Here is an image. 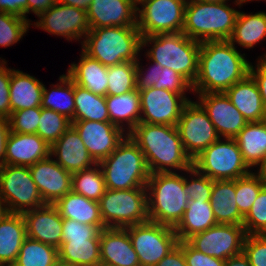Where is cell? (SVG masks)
<instances>
[{
  "mask_svg": "<svg viewBox=\"0 0 266 266\" xmlns=\"http://www.w3.org/2000/svg\"><path fill=\"white\" fill-rule=\"evenodd\" d=\"M55 266H75V265H72V264H67V263H63L61 261H58Z\"/></svg>",
  "mask_w": 266,
  "mask_h": 266,
  "instance_id": "obj_62",
  "label": "cell"
},
{
  "mask_svg": "<svg viewBox=\"0 0 266 266\" xmlns=\"http://www.w3.org/2000/svg\"><path fill=\"white\" fill-rule=\"evenodd\" d=\"M5 59L0 60V118L10 116V80L13 69L6 67Z\"/></svg>",
  "mask_w": 266,
  "mask_h": 266,
  "instance_id": "obj_51",
  "label": "cell"
},
{
  "mask_svg": "<svg viewBox=\"0 0 266 266\" xmlns=\"http://www.w3.org/2000/svg\"><path fill=\"white\" fill-rule=\"evenodd\" d=\"M69 239H100V230L94 225L63 219L62 242Z\"/></svg>",
  "mask_w": 266,
  "mask_h": 266,
  "instance_id": "obj_49",
  "label": "cell"
},
{
  "mask_svg": "<svg viewBox=\"0 0 266 266\" xmlns=\"http://www.w3.org/2000/svg\"><path fill=\"white\" fill-rule=\"evenodd\" d=\"M151 45L146 57L181 75L191 86L198 75L201 42L195 41L183 32L154 34L142 37V49Z\"/></svg>",
  "mask_w": 266,
  "mask_h": 266,
  "instance_id": "obj_4",
  "label": "cell"
},
{
  "mask_svg": "<svg viewBox=\"0 0 266 266\" xmlns=\"http://www.w3.org/2000/svg\"><path fill=\"white\" fill-rule=\"evenodd\" d=\"M141 36L182 32L187 0H137Z\"/></svg>",
  "mask_w": 266,
  "mask_h": 266,
  "instance_id": "obj_11",
  "label": "cell"
},
{
  "mask_svg": "<svg viewBox=\"0 0 266 266\" xmlns=\"http://www.w3.org/2000/svg\"><path fill=\"white\" fill-rule=\"evenodd\" d=\"M242 252L251 266H266V234L246 235Z\"/></svg>",
  "mask_w": 266,
  "mask_h": 266,
  "instance_id": "obj_48",
  "label": "cell"
},
{
  "mask_svg": "<svg viewBox=\"0 0 266 266\" xmlns=\"http://www.w3.org/2000/svg\"><path fill=\"white\" fill-rule=\"evenodd\" d=\"M243 227L246 235L266 234V185L244 217Z\"/></svg>",
  "mask_w": 266,
  "mask_h": 266,
  "instance_id": "obj_45",
  "label": "cell"
},
{
  "mask_svg": "<svg viewBox=\"0 0 266 266\" xmlns=\"http://www.w3.org/2000/svg\"><path fill=\"white\" fill-rule=\"evenodd\" d=\"M197 102L206 111L220 138H235L248 123L224 92L201 93Z\"/></svg>",
  "mask_w": 266,
  "mask_h": 266,
  "instance_id": "obj_18",
  "label": "cell"
},
{
  "mask_svg": "<svg viewBox=\"0 0 266 266\" xmlns=\"http://www.w3.org/2000/svg\"><path fill=\"white\" fill-rule=\"evenodd\" d=\"M41 116V107L14 111L7 118L10 132L36 134Z\"/></svg>",
  "mask_w": 266,
  "mask_h": 266,
  "instance_id": "obj_46",
  "label": "cell"
},
{
  "mask_svg": "<svg viewBox=\"0 0 266 266\" xmlns=\"http://www.w3.org/2000/svg\"><path fill=\"white\" fill-rule=\"evenodd\" d=\"M266 185L260 173L251 171L249 174L235 179L236 203L240 214L245 217Z\"/></svg>",
  "mask_w": 266,
  "mask_h": 266,
  "instance_id": "obj_41",
  "label": "cell"
},
{
  "mask_svg": "<svg viewBox=\"0 0 266 266\" xmlns=\"http://www.w3.org/2000/svg\"><path fill=\"white\" fill-rule=\"evenodd\" d=\"M10 214L7 203L0 194V221Z\"/></svg>",
  "mask_w": 266,
  "mask_h": 266,
  "instance_id": "obj_59",
  "label": "cell"
},
{
  "mask_svg": "<svg viewBox=\"0 0 266 266\" xmlns=\"http://www.w3.org/2000/svg\"><path fill=\"white\" fill-rule=\"evenodd\" d=\"M187 155L193 160L220 137L206 111L197 101H189L176 125Z\"/></svg>",
  "mask_w": 266,
  "mask_h": 266,
  "instance_id": "obj_13",
  "label": "cell"
},
{
  "mask_svg": "<svg viewBox=\"0 0 266 266\" xmlns=\"http://www.w3.org/2000/svg\"><path fill=\"white\" fill-rule=\"evenodd\" d=\"M57 2L87 11L92 0H57Z\"/></svg>",
  "mask_w": 266,
  "mask_h": 266,
  "instance_id": "obj_58",
  "label": "cell"
},
{
  "mask_svg": "<svg viewBox=\"0 0 266 266\" xmlns=\"http://www.w3.org/2000/svg\"><path fill=\"white\" fill-rule=\"evenodd\" d=\"M72 125L97 164L107 158L128 135L111 122L73 121Z\"/></svg>",
  "mask_w": 266,
  "mask_h": 266,
  "instance_id": "obj_17",
  "label": "cell"
},
{
  "mask_svg": "<svg viewBox=\"0 0 266 266\" xmlns=\"http://www.w3.org/2000/svg\"><path fill=\"white\" fill-rule=\"evenodd\" d=\"M51 156V146L38 134L10 132L4 165L31 166Z\"/></svg>",
  "mask_w": 266,
  "mask_h": 266,
  "instance_id": "obj_22",
  "label": "cell"
},
{
  "mask_svg": "<svg viewBox=\"0 0 266 266\" xmlns=\"http://www.w3.org/2000/svg\"><path fill=\"white\" fill-rule=\"evenodd\" d=\"M153 65L143 71L144 67L136 61V90L138 92L155 87L157 89H166L178 94H186L192 90V86L174 70L162 67L154 61Z\"/></svg>",
  "mask_w": 266,
  "mask_h": 266,
  "instance_id": "obj_26",
  "label": "cell"
},
{
  "mask_svg": "<svg viewBox=\"0 0 266 266\" xmlns=\"http://www.w3.org/2000/svg\"><path fill=\"white\" fill-rule=\"evenodd\" d=\"M26 237V224L21 213H10L0 221V264L16 262Z\"/></svg>",
  "mask_w": 266,
  "mask_h": 266,
  "instance_id": "obj_34",
  "label": "cell"
},
{
  "mask_svg": "<svg viewBox=\"0 0 266 266\" xmlns=\"http://www.w3.org/2000/svg\"><path fill=\"white\" fill-rule=\"evenodd\" d=\"M245 236L243 225L217 223L187 242L203 254L226 260L242 253Z\"/></svg>",
  "mask_w": 266,
  "mask_h": 266,
  "instance_id": "obj_14",
  "label": "cell"
},
{
  "mask_svg": "<svg viewBox=\"0 0 266 266\" xmlns=\"http://www.w3.org/2000/svg\"><path fill=\"white\" fill-rule=\"evenodd\" d=\"M59 261L58 249L26 237L20 248L15 266H55Z\"/></svg>",
  "mask_w": 266,
  "mask_h": 266,
  "instance_id": "obj_39",
  "label": "cell"
},
{
  "mask_svg": "<svg viewBox=\"0 0 266 266\" xmlns=\"http://www.w3.org/2000/svg\"><path fill=\"white\" fill-rule=\"evenodd\" d=\"M226 3L187 0L182 32L198 42L228 40L239 11Z\"/></svg>",
  "mask_w": 266,
  "mask_h": 266,
  "instance_id": "obj_6",
  "label": "cell"
},
{
  "mask_svg": "<svg viewBox=\"0 0 266 266\" xmlns=\"http://www.w3.org/2000/svg\"><path fill=\"white\" fill-rule=\"evenodd\" d=\"M205 3H217V2H227L229 0H198Z\"/></svg>",
  "mask_w": 266,
  "mask_h": 266,
  "instance_id": "obj_61",
  "label": "cell"
},
{
  "mask_svg": "<svg viewBox=\"0 0 266 266\" xmlns=\"http://www.w3.org/2000/svg\"><path fill=\"white\" fill-rule=\"evenodd\" d=\"M31 21L12 14L0 12V46L17 43L29 30Z\"/></svg>",
  "mask_w": 266,
  "mask_h": 266,
  "instance_id": "obj_44",
  "label": "cell"
},
{
  "mask_svg": "<svg viewBox=\"0 0 266 266\" xmlns=\"http://www.w3.org/2000/svg\"><path fill=\"white\" fill-rule=\"evenodd\" d=\"M156 266H187L183 250L177 245Z\"/></svg>",
  "mask_w": 266,
  "mask_h": 266,
  "instance_id": "obj_54",
  "label": "cell"
},
{
  "mask_svg": "<svg viewBox=\"0 0 266 266\" xmlns=\"http://www.w3.org/2000/svg\"><path fill=\"white\" fill-rule=\"evenodd\" d=\"M107 95H122L136 89V62L108 66Z\"/></svg>",
  "mask_w": 266,
  "mask_h": 266,
  "instance_id": "obj_42",
  "label": "cell"
},
{
  "mask_svg": "<svg viewBox=\"0 0 266 266\" xmlns=\"http://www.w3.org/2000/svg\"><path fill=\"white\" fill-rule=\"evenodd\" d=\"M217 223L243 225L236 203L235 180H214L210 199Z\"/></svg>",
  "mask_w": 266,
  "mask_h": 266,
  "instance_id": "obj_30",
  "label": "cell"
},
{
  "mask_svg": "<svg viewBox=\"0 0 266 266\" xmlns=\"http://www.w3.org/2000/svg\"><path fill=\"white\" fill-rule=\"evenodd\" d=\"M66 73L76 85L100 96L107 95L108 67L83 51L79 62L71 64Z\"/></svg>",
  "mask_w": 266,
  "mask_h": 266,
  "instance_id": "obj_27",
  "label": "cell"
},
{
  "mask_svg": "<svg viewBox=\"0 0 266 266\" xmlns=\"http://www.w3.org/2000/svg\"><path fill=\"white\" fill-rule=\"evenodd\" d=\"M38 19L31 25L50 34L63 36L68 41L72 39L80 41L79 39L84 38L91 30L86 11L58 2L41 13Z\"/></svg>",
  "mask_w": 266,
  "mask_h": 266,
  "instance_id": "obj_16",
  "label": "cell"
},
{
  "mask_svg": "<svg viewBox=\"0 0 266 266\" xmlns=\"http://www.w3.org/2000/svg\"><path fill=\"white\" fill-rule=\"evenodd\" d=\"M3 167H4V162H0V187H1V176H2Z\"/></svg>",
  "mask_w": 266,
  "mask_h": 266,
  "instance_id": "obj_63",
  "label": "cell"
},
{
  "mask_svg": "<svg viewBox=\"0 0 266 266\" xmlns=\"http://www.w3.org/2000/svg\"><path fill=\"white\" fill-rule=\"evenodd\" d=\"M0 12L27 19L28 0H0Z\"/></svg>",
  "mask_w": 266,
  "mask_h": 266,
  "instance_id": "obj_53",
  "label": "cell"
},
{
  "mask_svg": "<svg viewBox=\"0 0 266 266\" xmlns=\"http://www.w3.org/2000/svg\"><path fill=\"white\" fill-rule=\"evenodd\" d=\"M71 125V120L63 114L41 107V116L36 134L52 146Z\"/></svg>",
  "mask_w": 266,
  "mask_h": 266,
  "instance_id": "obj_43",
  "label": "cell"
},
{
  "mask_svg": "<svg viewBox=\"0 0 266 266\" xmlns=\"http://www.w3.org/2000/svg\"><path fill=\"white\" fill-rule=\"evenodd\" d=\"M249 1H253V0H240V2L243 4V3H246V2H249ZM258 1V0H256ZM261 1V0H260Z\"/></svg>",
  "mask_w": 266,
  "mask_h": 266,
  "instance_id": "obj_65",
  "label": "cell"
},
{
  "mask_svg": "<svg viewBox=\"0 0 266 266\" xmlns=\"http://www.w3.org/2000/svg\"><path fill=\"white\" fill-rule=\"evenodd\" d=\"M258 172L260 173V175L262 176L263 180L265 181L266 183V161L264 162V164L259 168L257 169Z\"/></svg>",
  "mask_w": 266,
  "mask_h": 266,
  "instance_id": "obj_60",
  "label": "cell"
},
{
  "mask_svg": "<svg viewBox=\"0 0 266 266\" xmlns=\"http://www.w3.org/2000/svg\"><path fill=\"white\" fill-rule=\"evenodd\" d=\"M0 194L10 213H24L45 205L34 183L29 166L4 165Z\"/></svg>",
  "mask_w": 266,
  "mask_h": 266,
  "instance_id": "obj_12",
  "label": "cell"
},
{
  "mask_svg": "<svg viewBox=\"0 0 266 266\" xmlns=\"http://www.w3.org/2000/svg\"><path fill=\"white\" fill-rule=\"evenodd\" d=\"M266 38V13L255 14L238 13L232 35L228 39L235 46V42L247 49Z\"/></svg>",
  "mask_w": 266,
  "mask_h": 266,
  "instance_id": "obj_36",
  "label": "cell"
},
{
  "mask_svg": "<svg viewBox=\"0 0 266 266\" xmlns=\"http://www.w3.org/2000/svg\"><path fill=\"white\" fill-rule=\"evenodd\" d=\"M29 170L45 204H54L71 191L72 173L51 156L29 166Z\"/></svg>",
  "mask_w": 266,
  "mask_h": 266,
  "instance_id": "obj_19",
  "label": "cell"
},
{
  "mask_svg": "<svg viewBox=\"0 0 266 266\" xmlns=\"http://www.w3.org/2000/svg\"><path fill=\"white\" fill-rule=\"evenodd\" d=\"M225 266H251L244 253L232 256L225 260Z\"/></svg>",
  "mask_w": 266,
  "mask_h": 266,
  "instance_id": "obj_57",
  "label": "cell"
},
{
  "mask_svg": "<svg viewBox=\"0 0 266 266\" xmlns=\"http://www.w3.org/2000/svg\"><path fill=\"white\" fill-rule=\"evenodd\" d=\"M228 40L201 42L195 94L223 93L250 74L251 63Z\"/></svg>",
  "mask_w": 266,
  "mask_h": 266,
  "instance_id": "obj_1",
  "label": "cell"
},
{
  "mask_svg": "<svg viewBox=\"0 0 266 266\" xmlns=\"http://www.w3.org/2000/svg\"><path fill=\"white\" fill-rule=\"evenodd\" d=\"M101 266H140L128 231L105 228L100 231Z\"/></svg>",
  "mask_w": 266,
  "mask_h": 266,
  "instance_id": "obj_23",
  "label": "cell"
},
{
  "mask_svg": "<svg viewBox=\"0 0 266 266\" xmlns=\"http://www.w3.org/2000/svg\"><path fill=\"white\" fill-rule=\"evenodd\" d=\"M98 202L106 228H125L149 221L146 187L106 189Z\"/></svg>",
  "mask_w": 266,
  "mask_h": 266,
  "instance_id": "obj_8",
  "label": "cell"
},
{
  "mask_svg": "<svg viewBox=\"0 0 266 266\" xmlns=\"http://www.w3.org/2000/svg\"><path fill=\"white\" fill-rule=\"evenodd\" d=\"M216 224L210 201L190 200L182 219L174 227V231L179 241H187L190 237Z\"/></svg>",
  "mask_w": 266,
  "mask_h": 266,
  "instance_id": "obj_32",
  "label": "cell"
},
{
  "mask_svg": "<svg viewBox=\"0 0 266 266\" xmlns=\"http://www.w3.org/2000/svg\"><path fill=\"white\" fill-rule=\"evenodd\" d=\"M71 190L88 199L99 201L106 190L104 175L99 164L72 173Z\"/></svg>",
  "mask_w": 266,
  "mask_h": 266,
  "instance_id": "obj_40",
  "label": "cell"
},
{
  "mask_svg": "<svg viewBox=\"0 0 266 266\" xmlns=\"http://www.w3.org/2000/svg\"><path fill=\"white\" fill-rule=\"evenodd\" d=\"M0 266H15L14 264H0Z\"/></svg>",
  "mask_w": 266,
  "mask_h": 266,
  "instance_id": "obj_66",
  "label": "cell"
},
{
  "mask_svg": "<svg viewBox=\"0 0 266 266\" xmlns=\"http://www.w3.org/2000/svg\"><path fill=\"white\" fill-rule=\"evenodd\" d=\"M74 100V121L110 122L105 96L94 94L74 83Z\"/></svg>",
  "mask_w": 266,
  "mask_h": 266,
  "instance_id": "obj_38",
  "label": "cell"
},
{
  "mask_svg": "<svg viewBox=\"0 0 266 266\" xmlns=\"http://www.w3.org/2000/svg\"><path fill=\"white\" fill-rule=\"evenodd\" d=\"M98 164L104 175L106 189L146 187L150 176L144 154L129 135Z\"/></svg>",
  "mask_w": 266,
  "mask_h": 266,
  "instance_id": "obj_7",
  "label": "cell"
},
{
  "mask_svg": "<svg viewBox=\"0 0 266 266\" xmlns=\"http://www.w3.org/2000/svg\"><path fill=\"white\" fill-rule=\"evenodd\" d=\"M125 229L138 255L140 266H156L179 243L173 227L156 222L147 221Z\"/></svg>",
  "mask_w": 266,
  "mask_h": 266,
  "instance_id": "obj_10",
  "label": "cell"
},
{
  "mask_svg": "<svg viewBox=\"0 0 266 266\" xmlns=\"http://www.w3.org/2000/svg\"><path fill=\"white\" fill-rule=\"evenodd\" d=\"M140 123L176 126L184 106L190 101L186 94H178L155 87L139 92Z\"/></svg>",
  "mask_w": 266,
  "mask_h": 266,
  "instance_id": "obj_15",
  "label": "cell"
},
{
  "mask_svg": "<svg viewBox=\"0 0 266 266\" xmlns=\"http://www.w3.org/2000/svg\"><path fill=\"white\" fill-rule=\"evenodd\" d=\"M44 84L20 70L11 71L10 114L14 111L41 107Z\"/></svg>",
  "mask_w": 266,
  "mask_h": 266,
  "instance_id": "obj_29",
  "label": "cell"
},
{
  "mask_svg": "<svg viewBox=\"0 0 266 266\" xmlns=\"http://www.w3.org/2000/svg\"><path fill=\"white\" fill-rule=\"evenodd\" d=\"M193 176L192 179H188L184 176V190L189 195L190 200H203L210 201L213 180L206 175L197 171L194 167L187 170V173ZM190 180V181H189Z\"/></svg>",
  "mask_w": 266,
  "mask_h": 266,
  "instance_id": "obj_47",
  "label": "cell"
},
{
  "mask_svg": "<svg viewBox=\"0 0 266 266\" xmlns=\"http://www.w3.org/2000/svg\"><path fill=\"white\" fill-rule=\"evenodd\" d=\"M53 205L63 219H72L79 223L94 225L100 231L106 228L101 218L98 201L88 199L71 190Z\"/></svg>",
  "mask_w": 266,
  "mask_h": 266,
  "instance_id": "obj_28",
  "label": "cell"
},
{
  "mask_svg": "<svg viewBox=\"0 0 266 266\" xmlns=\"http://www.w3.org/2000/svg\"><path fill=\"white\" fill-rule=\"evenodd\" d=\"M187 266H225V260L217 259L193 248L187 241H179Z\"/></svg>",
  "mask_w": 266,
  "mask_h": 266,
  "instance_id": "obj_50",
  "label": "cell"
},
{
  "mask_svg": "<svg viewBox=\"0 0 266 266\" xmlns=\"http://www.w3.org/2000/svg\"><path fill=\"white\" fill-rule=\"evenodd\" d=\"M235 5H239L240 7L242 6V3L240 2V0H235Z\"/></svg>",
  "mask_w": 266,
  "mask_h": 266,
  "instance_id": "obj_64",
  "label": "cell"
},
{
  "mask_svg": "<svg viewBox=\"0 0 266 266\" xmlns=\"http://www.w3.org/2000/svg\"><path fill=\"white\" fill-rule=\"evenodd\" d=\"M263 56L260 57L256 66H253L251 63L250 75L257 82L263 104L266 108V54Z\"/></svg>",
  "mask_w": 266,
  "mask_h": 266,
  "instance_id": "obj_52",
  "label": "cell"
},
{
  "mask_svg": "<svg viewBox=\"0 0 266 266\" xmlns=\"http://www.w3.org/2000/svg\"><path fill=\"white\" fill-rule=\"evenodd\" d=\"M244 162L249 168L259 166L266 161V120L248 122L235 137Z\"/></svg>",
  "mask_w": 266,
  "mask_h": 266,
  "instance_id": "obj_33",
  "label": "cell"
},
{
  "mask_svg": "<svg viewBox=\"0 0 266 266\" xmlns=\"http://www.w3.org/2000/svg\"><path fill=\"white\" fill-rule=\"evenodd\" d=\"M10 133L9 122L5 118H0V162H4L6 142Z\"/></svg>",
  "mask_w": 266,
  "mask_h": 266,
  "instance_id": "obj_56",
  "label": "cell"
},
{
  "mask_svg": "<svg viewBox=\"0 0 266 266\" xmlns=\"http://www.w3.org/2000/svg\"><path fill=\"white\" fill-rule=\"evenodd\" d=\"M66 171L74 173L92 168L97 163L90 156L78 131L71 125L51 146V157Z\"/></svg>",
  "mask_w": 266,
  "mask_h": 266,
  "instance_id": "obj_24",
  "label": "cell"
},
{
  "mask_svg": "<svg viewBox=\"0 0 266 266\" xmlns=\"http://www.w3.org/2000/svg\"><path fill=\"white\" fill-rule=\"evenodd\" d=\"M26 224V236L57 249L62 242L63 218L53 204L22 213Z\"/></svg>",
  "mask_w": 266,
  "mask_h": 266,
  "instance_id": "obj_21",
  "label": "cell"
},
{
  "mask_svg": "<svg viewBox=\"0 0 266 266\" xmlns=\"http://www.w3.org/2000/svg\"><path fill=\"white\" fill-rule=\"evenodd\" d=\"M224 93L247 122H260L266 119V108L259 87L250 74Z\"/></svg>",
  "mask_w": 266,
  "mask_h": 266,
  "instance_id": "obj_25",
  "label": "cell"
},
{
  "mask_svg": "<svg viewBox=\"0 0 266 266\" xmlns=\"http://www.w3.org/2000/svg\"><path fill=\"white\" fill-rule=\"evenodd\" d=\"M81 43L84 53L108 67L136 62L142 49V36L138 27L94 28Z\"/></svg>",
  "mask_w": 266,
  "mask_h": 266,
  "instance_id": "obj_3",
  "label": "cell"
},
{
  "mask_svg": "<svg viewBox=\"0 0 266 266\" xmlns=\"http://www.w3.org/2000/svg\"><path fill=\"white\" fill-rule=\"evenodd\" d=\"M105 100L110 122L124 131L127 129V134L140 123V94L136 89L122 95H106Z\"/></svg>",
  "mask_w": 266,
  "mask_h": 266,
  "instance_id": "obj_31",
  "label": "cell"
},
{
  "mask_svg": "<svg viewBox=\"0 0 266 266\" xmlns=\"http://www.w3.org/2000/svg\"><path fill=\"white\" fill-rule=\"evenodd\" d=\"M137 0H92L87 12L91 29L137 27Z\"/></svg>",
  "mask_w": 266,
  "mask_h": 266,
  "instance_id": "obj_20",
  "label": "cell"
},
{
  "mask_svg": "<svg viewBox=\"0 0 266 266\" xmlns=\"http://www.w3.org/2000/svg\"><path fill=\"white\" fill-rule=\"evenodd\" d=\"M56 2L57 0H28V13L33 12L39 16L50 9Z\"/></svg>",
  "mask_w": 266,
  "mask_h": 266,
  "instance_id": "obj_55",
  "label": "cell"
},
{
  "mask_svg": "<svg viewBox=\"0 0 266 266\" xmlns=\"http://www.w3.org/2000/svg\"><path fill=\"white\" fill-rule=\"evenodd\" d=\"M128 135L144 154L150 174L192 167L176 126L139 123Z\"/></svg>",
  "mask_w": 266,
  "mask_h": 266,
  "instance_id": "obj_2",
  "label": "cell"
},
{
  "mask_svg": "<svg viewBox=\"0 0 266 266\" xmlns=\"http://www.w3.org/2000/svg\"><path fill=\"white\" fill-rule=\"evenodd\" d=\"M59 81V84L53 85L51 90H47L44 85L41 107L63 114L73 122L75 110L74 82L67 74L60 75Z\"/></svg>",
  "mask_w": 266,
  "mask_h": 266,
  "instance_id": "obj_37",
  "label": "cell"
},
{
  "mask_svg": "<svg viewBox=\"0 0 266 266\" xmlns=\"http://www.w3.org/2000/svg\"><path fill=\"white\" fill-rule=\"evenodd\" d=\"M192 167L213 181L235 180L251 172L235 138H219L192 160Z\"/></svg>",
  "mask_w": 266,
  "mask_h": 266,
  "instance_id": "obj_9",
  "label": "cell"
},
{
  "mask_svg": "<svg viewBox=\"0 0 266 266\" xmlns=\"http://www.w3.org/2000/svg\"><path fill=\"white\" fill-rule=\"evenodd\" d=\"M59 261L75 266H101L100 239H69L61 242Z\"/></svg>",
  "mask_w": 266,
  "mask_h": 266,
  "instance_id": "obj_35",
  "label": "cell"
},
{
  "mask_svg": "<svg viewBox=\"0 0 266 266\" xmlns=\"http://www.w3.org/2000/svg\"><path fill=\"white\" fill-rule=\"evenodd\" d=\"M149 221L175 227L188 206L184 176L177 172L152 173L146 184Z\"/></svg>",
  "mask_w": 266,
  "mask_h": 266,
  "instance_id": "obj_5",
  "label": "cell"
}]
</instances>
